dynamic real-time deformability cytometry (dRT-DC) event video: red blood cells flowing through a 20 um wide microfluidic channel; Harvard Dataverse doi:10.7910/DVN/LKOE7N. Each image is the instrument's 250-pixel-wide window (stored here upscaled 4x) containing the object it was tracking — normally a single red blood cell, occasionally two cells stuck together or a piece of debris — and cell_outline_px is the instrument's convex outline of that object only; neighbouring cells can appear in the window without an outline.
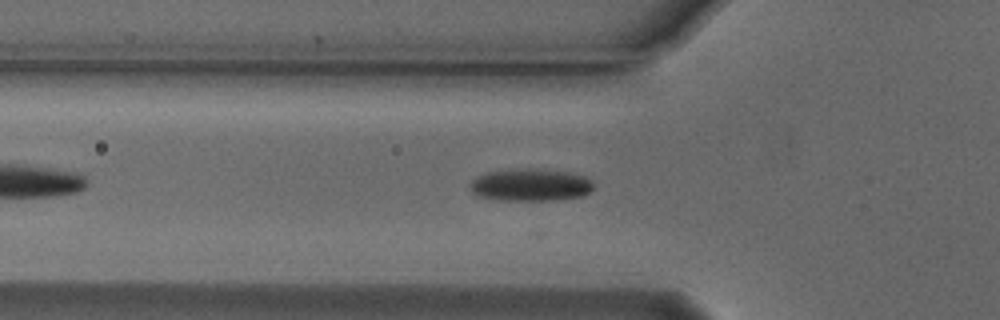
{"species": "Egyptian fruit bat (a non-hibernating species)", "species_latin": "Rousettus aegyptiacus", "temperature_condition": "cold", "stored_images_in_passage": 23, "camera_frame_rate_fps": 3000, "um_per_image_px": 0.085, "animal": {"sex": "male"}, "frame": {"image": 1, "passage_image": 8, "time_ms": 2.333, "image_size_px": [1000, 320], "cell_outline_px": [[592, 188], [584, 196], [556, 200], [500, 200], [476, 196], [472, 192], [468, 184], [472, 180], [488, 172], [528, 168], [568, 172], [584, 176], [592, 180]], "centroid_in_image_um": [45.08, 15.73], "position_along_channel_um": 80.7, "area_um2": 23.18}}
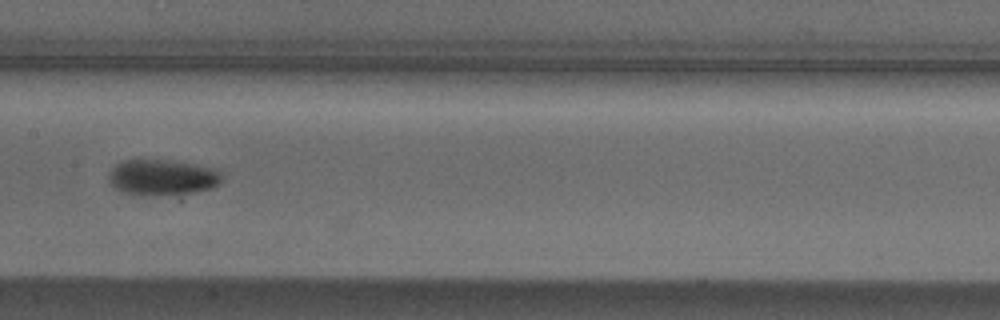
{"frame": {"image": 2, "passage_image": 17, "time_ms": 5.333, "image_size_px": [1000, 320], "cell_outline_px": [[220, 180], [212, 188], [196, 192], [168, 196], [128, 192], [116, 188], [108, 180], [108, 176], [112, 168], [116, 164], [124, 160], [168, 160], [196, 164], [220, 168]], "centroid_in_image_um": [13.85, 15.06], "position_along_channel_um": 193.6, "area_um2": 23.47}}
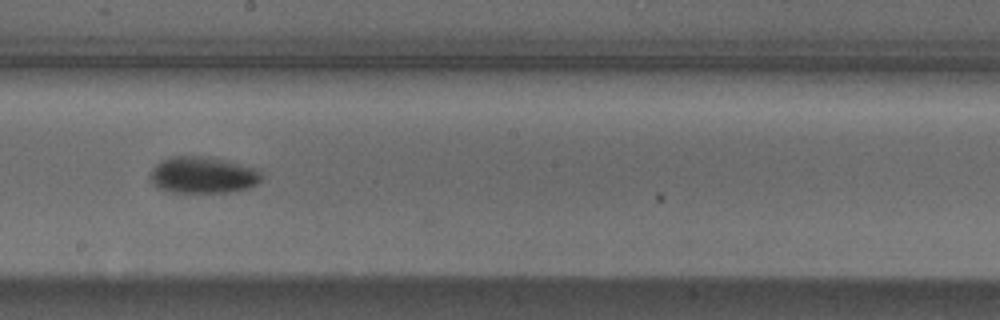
{"frame": {"image": 3, "passage_image": 20, "time_ms": 6.333, "image_size_px": [1000, 320], "cell_outline_px": [[260, 180], [256, 184], [248, 188], [232, 192], [168, 192], [156, 188], [152, 184], [148, 176], [152, 168], [160, 160], [172, 156], [208, 156], [228, 160], [256, 168], [260, 172]], "centroid_in_image_um": [17.19, 14.87], "position_along_channel_um": 231.0, "area_um2": 24.16}}